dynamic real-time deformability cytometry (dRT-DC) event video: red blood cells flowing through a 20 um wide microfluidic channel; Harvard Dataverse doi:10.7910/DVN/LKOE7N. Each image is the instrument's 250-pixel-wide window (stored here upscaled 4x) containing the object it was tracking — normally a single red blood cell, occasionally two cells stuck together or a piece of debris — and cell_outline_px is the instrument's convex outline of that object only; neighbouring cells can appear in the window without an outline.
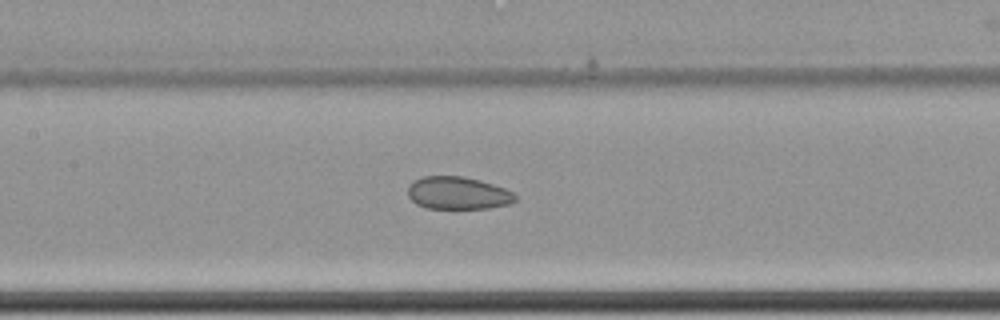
{"species": "common noctule bat (a hibernating species)", "species_latin": "Nyctalus noctula", "temperature_condition": "cold", "stored_images_in_passage": 9, "camera_frame_rate_fps": 3000, "um_per_image_px": 0.085, "animal": {"sex": "female", "body_mass_g": 22.7, "forearm_length_mm": 54.2}, "frame": {"image": 1, "passage_image": 9, "time_ms": 2.667, "image_size_px": [1000, 320], "cell_outline_px": [[516, 200], [512, 204], [492, 208], [424, 208], [416, 204], [408, 196], [408, 184], [412, 180], [424, 176], [464, 176], [480, 180], [504, 188], [512, 192], [516, 196]], "centroid_in_image_um": [38.91, 16.41], "position_along_channel_um": 168.5, "area_um2": 20.63}}